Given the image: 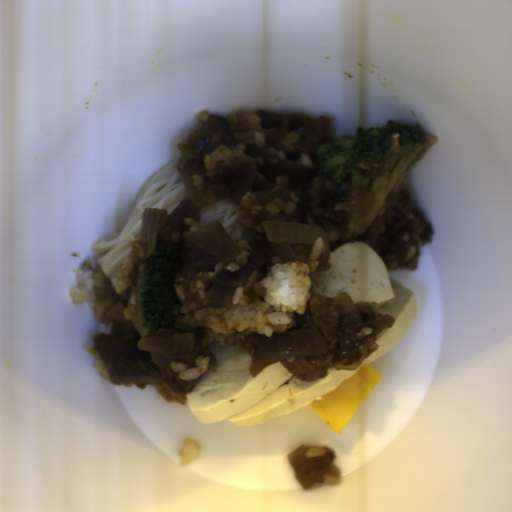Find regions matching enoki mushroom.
Returning <instances> with one entry per match:
<instances>
[{
    "instance_id": "obj_1",
    "label": "enoki mushroom",
    "mask_w": 512,
    "mask_h": 512,
    "mask_svg": "<svg viewBox=\"0 0 512 512\" xmlns=\"http://www.w3.org/2000/svg\"><path fill=\"white\" fill-rule=\"evenodd\" d=\"M179 160H173L141 188L133 202L130 217L115 240L93 244L97 269L104 276V284L110 281L114 290L118 278L124 273L122 266L127 260H132L133 243L140 237L146 209H163L169 216L186 197H190L178 168Z\"/></svg>"
},
{
    "instance_id": "obj_2",
    "label": "enoki mushroom",
    "mask_w": 512,
    "mask_h": 512,
    "mask_svg": "<svg viewBox=\"0 0 512 512\" xmlns=\"http://www.w3.org/2000/svg\"><path fill=\"white\" fill-rule=\"evenodd\" d=\"M239 204H235L230 199H223L211 205L199 209V220L197 223L204 228L212 222L221 225L233 241L236 237H243L246 227L241 223L242 217L237 213Z\"/></svg>"
}]
</instances>
